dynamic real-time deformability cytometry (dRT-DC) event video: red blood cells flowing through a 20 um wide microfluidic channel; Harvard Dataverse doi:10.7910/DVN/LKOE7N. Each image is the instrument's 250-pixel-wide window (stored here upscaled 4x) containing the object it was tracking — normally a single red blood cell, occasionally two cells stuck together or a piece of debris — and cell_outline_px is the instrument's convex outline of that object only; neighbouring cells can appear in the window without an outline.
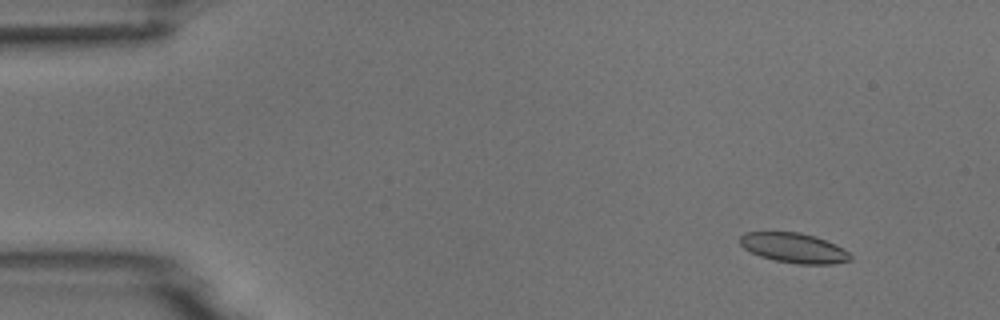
{"species": "common noctule bat (a hibernating species)", "species_latin": "Nyctalus noctula", "temperature_condition": "room temperature", "stored_images_in_passage": 5, "camera_frame_rate_fps": 3000, "um_per_image_px": 0.085, "animal": {"sex": "male", "body_mass_g": 18.8}, "frame": {"image": 1, "passage_image": 1, "time_ms": 0.0, "image_size_px": [1000, 320], "cell_outline_px": [[852, 260], [832, 264], [796, 264], [776, 260], [760, 256], [744, 248], [740, 244], [740, 236], [744, 232], [800, 232], [816, 236], [836, 244], [844, 248], [852, 256]], "centroid_in_image_um": [67.51, 21.07], "position_along_channel_um": 17.5, "area_um2": 19.31}}